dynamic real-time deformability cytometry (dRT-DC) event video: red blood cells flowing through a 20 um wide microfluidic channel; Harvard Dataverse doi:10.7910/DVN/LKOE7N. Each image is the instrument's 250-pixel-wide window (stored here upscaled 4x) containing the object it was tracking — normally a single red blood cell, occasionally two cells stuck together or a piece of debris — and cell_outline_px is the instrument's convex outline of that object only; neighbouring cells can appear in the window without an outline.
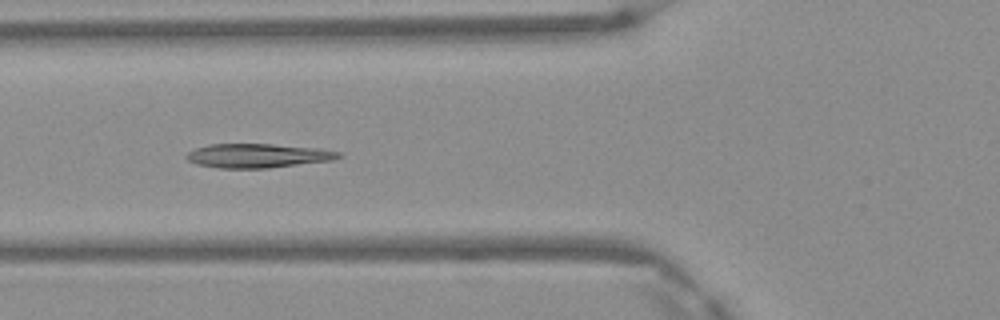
{"species": "Egyptian fruit bat (a non-hibernating species)", "species_latin": "Rousettus aegyptiacus", "temperature_condition": "warm", "stored_images_in_passage": 6, "camera_frame_rate_fps": 3000, "um_per_image_px": 0.085, "frame": {"image": 1, "passage_image": 5, "time_ms": 1.333, "image_size_px": [1000, 320], "cell_outline_px": [[344, 156], [332, 160], [268, 168], [220, 168], [196, 164], [188, 160], [184, 156], [188, 152], [196, 148], [208, 144], [272, 144], [316, 148], [340, 152]], "centroid_in_image_um": [21.89, 13.23], "position_along_channel_um": 103.9, "area_um2": 21.27}}
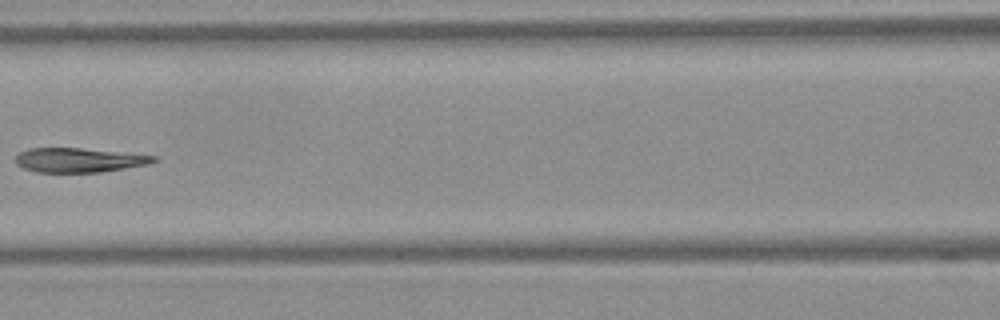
{"frame": {"image": 2, "passage_image": 6, "time_ms": 1.667, "image_size_px": [1000, 320], "cell_outline_px": [[160, 156], [156, 160], [148, 164], [100, 172], [36, 172], [24, 168], [16, 164], [16, 156], [20, 152], [28, 148], [80, 148]], "centroid_in_image_um": [6.71, 13.6], "position_along_channel_um": 159.9, "area_um2": 19.48}}